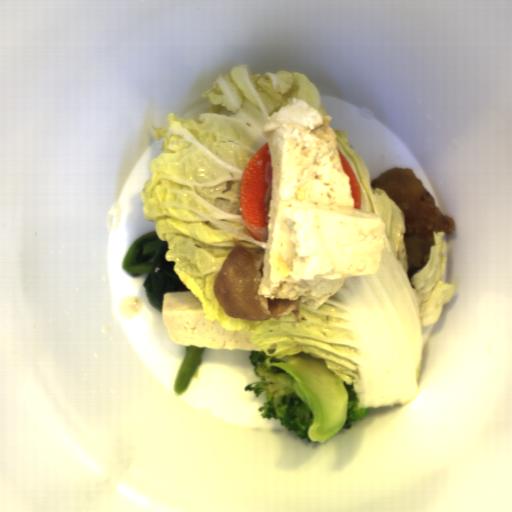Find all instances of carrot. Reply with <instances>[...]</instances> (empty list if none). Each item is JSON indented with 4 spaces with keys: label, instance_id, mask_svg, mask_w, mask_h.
Segmentation results:
<instances>
[{
    "label": "carrot",
    "instance_id": "b8716197",
    "mask_svg": "<svg viewBox=\"0 0 512 512\" xmlns=\"http://www.w3.org/2000/svg\"><path fill=\"white\" fill-rule=\"evenodd\" d=\"M273 179L271 153L268 142L262 144L249 159L241 176L240 217L256 240L267 243L268 210Z\"/></svg>",
    "mask_w": 512,
    "mask_h": 512
},
{
    "label": "carrot",
    "instance_id": "cead05ca",
    "mask_svg": "<svg viewBox=\"0 0 512 512\" xmlns=\"http://www.w3.org/2000/svg\"><path fill=\"white\" fill-rule=\"evenodd\" d=\"M338 152H339V156H340L342 167H343V169L346 171V173L349 176L351 193H352V197L354 199V208H357V209L361 210V206H362V191H361L360 182H359V180H358V178H357V176H356V174H355L351 164L349 163V161L345 157V155L342 153L341 150H338Z\"/></svg>",
    "mask_w": 512,
    "mask_h": 512
}]
</instances>
